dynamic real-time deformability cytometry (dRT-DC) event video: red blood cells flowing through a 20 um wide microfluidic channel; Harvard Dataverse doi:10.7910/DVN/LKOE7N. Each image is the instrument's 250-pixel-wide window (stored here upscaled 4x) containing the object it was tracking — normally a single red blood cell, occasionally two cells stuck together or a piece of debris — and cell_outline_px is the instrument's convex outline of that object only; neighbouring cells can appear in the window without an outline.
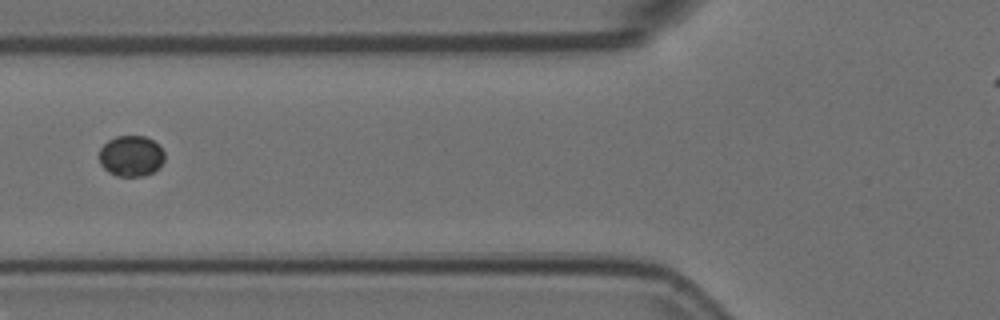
{"species": "Egyptian fruit bat (a non-hibernating species)", "species_latin": "Rousettus aegyptiacus", "temperature_condition": "room temperature", "stored_images_in_passage": 14, "camera_frame_rate_fps": 3000, "um_per_image_px": 0.085, "animal": {"sex": "female"}, "frame": {"image": 1, "passage_image": 4, "time_ms": 1.0, "image_size_px": [1000, 320], "cell_outline_px": [[164, 160], [152, 172], [144, 176], [116, 176], [108, 172], [100, 164], [100, 148], [108, 140], [116, 136], [144, 136], [152, 140], [164, 152]], "centroid_in_image_um": [11.11, 13.26], "position_along_channel_um": 114.7, "area_um2": 15.37}}
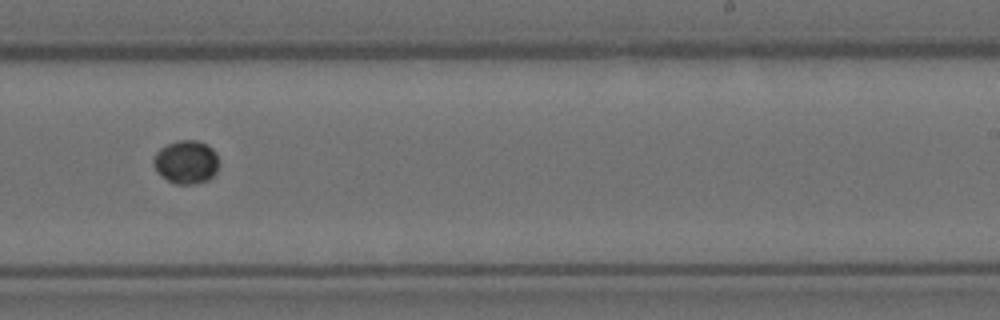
{"frame": {"image": 2, "passage_image": 8, "time_ms": 2.333, "image_size_px": [1000, 320], "cell_outline_px": [[216, 172], [208, 180], [192, 184], [176, 184], [160, 176], [156, 172], [152, 164], [152, 160], [156, 152], [160, 148], [168, 144], [180, 140], [196, 140], [208, 144], [216, 152]], "centroid_in_image_um": [15.78, 13.77], "position_along_channel_um": 273.2, "area_um2": 16.53}}
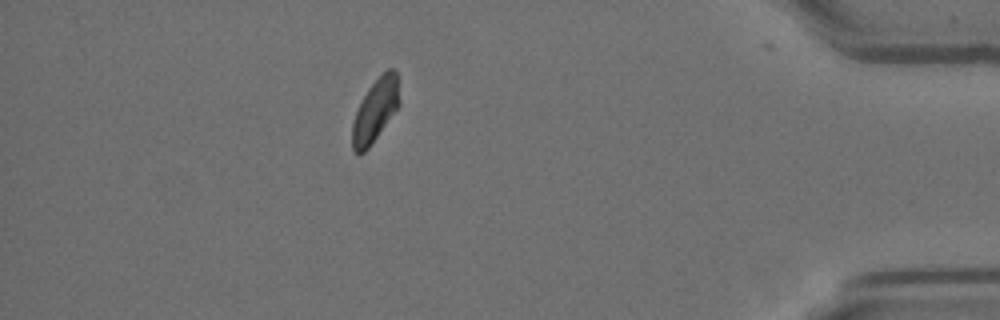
{"frame": {"image": 3, "passage_image": 14, "time_ms": 4.333, "image_size_px": [1000, 320], "cell_outline_px": [[400, 104], [368, 148], [364, 152], [356, 152], [352, 148], [352, 124], [356, 112], [368, 88], [388, 68], [392, 68], [400, 76]], "centroid_in_image_um": [31.94, 9.32], "position_along_channel_um": 403.3, "area_um2": 17.11}}